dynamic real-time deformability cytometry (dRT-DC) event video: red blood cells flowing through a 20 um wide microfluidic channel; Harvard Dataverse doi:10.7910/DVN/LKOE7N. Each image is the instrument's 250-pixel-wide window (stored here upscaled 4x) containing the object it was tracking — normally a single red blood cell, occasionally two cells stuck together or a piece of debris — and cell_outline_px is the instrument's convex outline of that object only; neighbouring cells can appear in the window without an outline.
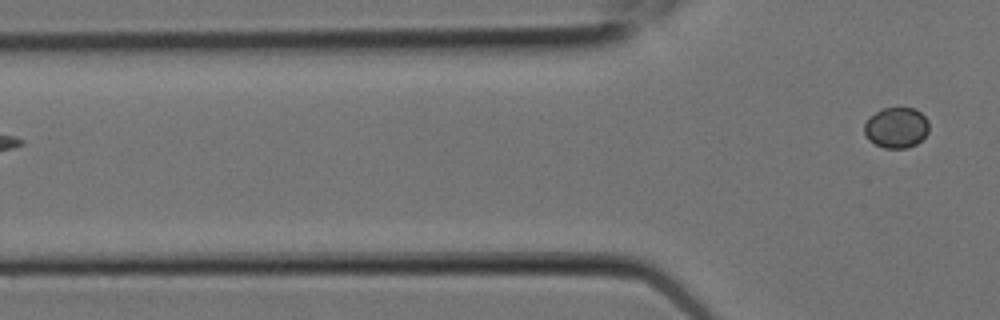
{"species": "Egyptian fruit bat (a non-hibernating species)", "species_latin": "Rousettus aegyptiacus", "temperature_condition": "room temperature", "stored_images_in_passage": 5, "segment_of_instrument_passage": [2, 2], "camera_frame_rate_fps": 3000, "um_per_image_px": 0.085, "animal": {"sex": "female"}, "frame": {"image": 1, "passage_image": 5, "time_ms": 1.333, "image_size_px": [1000, 320], "cell_outline_px": [[928, 132], [916, 144], [904, 148], [884, 148], [868, 140], [864, 132], [864, 124], [876, 112], [884, 108], [916, 108], [928, 120]], "centroid_in_image_um": [76.19, 10.85], "position_along_channel_um": 49.6, "area_um2": 15.14}}